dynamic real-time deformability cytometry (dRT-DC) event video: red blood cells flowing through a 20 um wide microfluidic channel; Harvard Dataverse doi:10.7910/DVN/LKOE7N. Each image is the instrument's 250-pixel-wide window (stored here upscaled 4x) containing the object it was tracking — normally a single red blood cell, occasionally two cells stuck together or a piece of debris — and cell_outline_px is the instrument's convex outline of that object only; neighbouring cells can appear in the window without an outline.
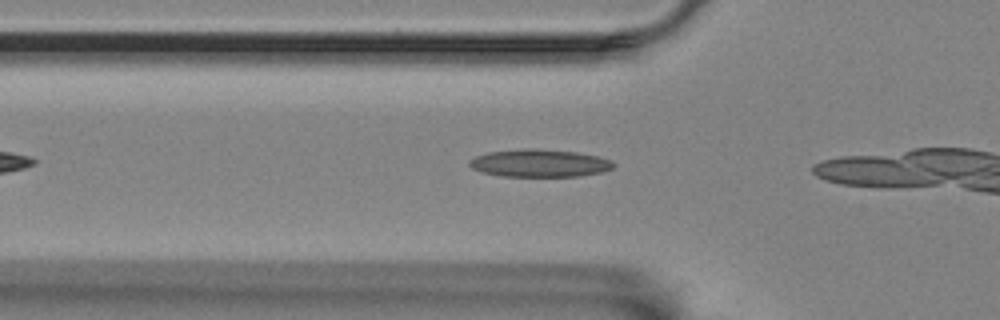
{"species": "Egyptian fruit bat (a non-hibernating species)", "species_latin": "Rousettus aegyptiacus", "temperature_condition": "room temperature", "stored_images_in_passage": 8, "camera_frame_rate_fps": 3000, "um_per_image_px": 0.085, "animal": {"sex": "female"}, "frame": {"image": 1, "passage_image": 3, "time_ms": 0.667, "image_size_px": [1000, 320], "cell_outline_px": [[616, 164], [612, 168], [600, 172], [580, 176], [504, 176], [484, 172], [472, 168], [468, 164], [468, 160], [476, 156], [488, 152], [524, 148], [532, 148], [576, 152], [596, 156], [612, 160]], "centroid_in_image_um": [45.85, 13.86], "position_along_channel_um": 79.9, "area_um2": 23.06}}
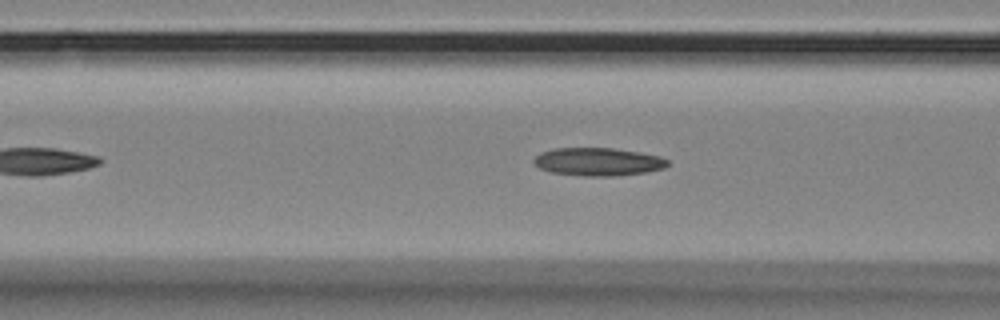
{"frame": {"image": 2, "passage_image": 6, "time_ms": 1.667, "image_size_px": [1000, 320], "cell_outline_px": [[668, 164], [664, 168], [644, 172], [616, 176], [588, 176], [552, 172], [540, 168], [532, 160], [540, 152], [552, 148], [612, 148], [660, 156], [668, 160]], "centroid_in_image_um": [50.81, 13.74], "position_along_channel_um": 115.8, "area_um2": 21.62}}